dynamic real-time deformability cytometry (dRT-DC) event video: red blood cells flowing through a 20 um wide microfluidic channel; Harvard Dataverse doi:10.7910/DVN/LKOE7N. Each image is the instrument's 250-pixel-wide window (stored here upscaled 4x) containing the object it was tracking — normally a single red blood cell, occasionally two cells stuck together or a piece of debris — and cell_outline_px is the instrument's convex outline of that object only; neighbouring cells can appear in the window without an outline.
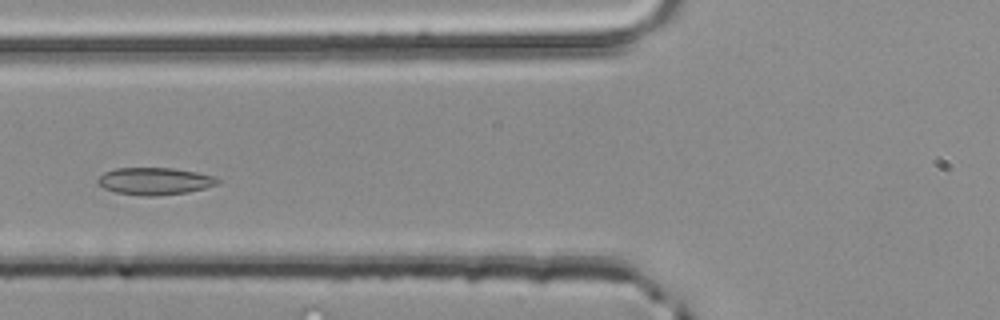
{"species": "common noctule bat (a hibernating species)", "species_latin": "Nyctalus noctula", "temperature_condition": "room temperature", "stored_images_in_passage": 6, "segment_of_instrument_passage": [2, 2], "camera_frame_rate_fps": 3000, "um_per_image_px": 0.085, "animal": {"sex": "male", "body_mass_g": 20.4}, "frame": {"image": 1, "passage_image": 6, "time_ms": 1.667, "image_size_px": [1000, 320], "cell_outline_px": [[224, 180], [220, 184], [188, 192], [156, 196], [140, 196], [116, 192], [104, 188], [96, 184], [96, 180], [104, 172], [112, 168], [172, 168], [196, 172], [216, 176]], "centroid_in_image_um": [13.17, 15.4], "position_along_channel_um": 112.6, "area_um2": 19.36}}